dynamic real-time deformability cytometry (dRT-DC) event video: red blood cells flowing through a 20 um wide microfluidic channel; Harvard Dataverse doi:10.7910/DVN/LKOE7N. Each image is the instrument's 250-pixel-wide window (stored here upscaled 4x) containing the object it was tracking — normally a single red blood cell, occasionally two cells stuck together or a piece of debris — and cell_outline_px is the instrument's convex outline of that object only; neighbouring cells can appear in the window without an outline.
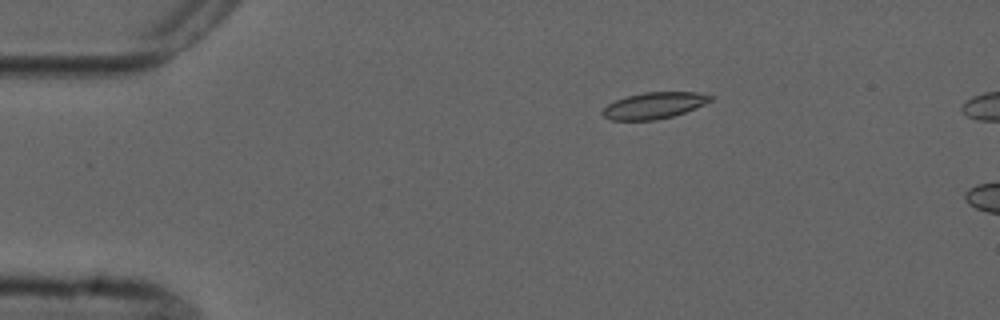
{"species": "common noctule bat (a hibernating species)", "species_latin": "Nyctalus noctula", "temperature_condition": "cold", "stored_images_in_passage": 5, "camera_frame_rate_fps": 3000, "um_per_image_px": 0.085, "animal": {"sex": "male", "forearm_length_mm": 52.5}, "frame": {"image": 1, "passage_image": 3, "time_ms": 2.333, "image_size_px": [1000, 320], "cell_outline_px": [[712, 100], [704, 104], [684, 112], [672, 116], [656, 120], [612, 120], [604, 116], [600, 112], [608, 104], [616, 100], [628, 96], [644, 92], [696, 92], [712, 96]], "centroid_in_image_um": [55.57, 8.97], "position_along_channel_um": 29.4, "area_um2": 16.36}}